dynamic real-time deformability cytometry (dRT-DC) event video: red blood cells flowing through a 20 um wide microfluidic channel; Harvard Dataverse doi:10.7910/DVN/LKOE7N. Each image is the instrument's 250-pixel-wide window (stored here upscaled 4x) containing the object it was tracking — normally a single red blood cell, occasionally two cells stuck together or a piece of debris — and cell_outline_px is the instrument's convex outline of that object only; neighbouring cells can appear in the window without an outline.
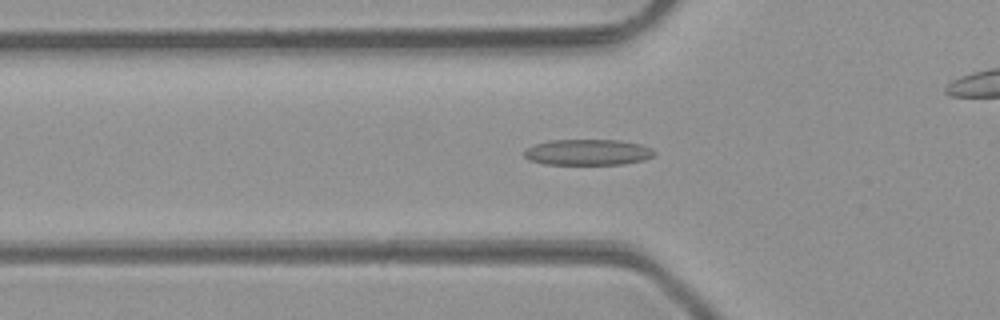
{"species": "common noctule bat (a hibernating species)", "species_latin": "Nyctalus noctula", "temperature_condition": "room temperature", "stored_images_in_passage": 50, "camera_frame_rate_fps": 3000, "um_per_image_px": 0.085, "animal": {"sex": "male", "body_mass_g": 23.1, "forearm_length_mm": 52.7}, "frame": {"image": 1, "passage_image": 17, "time_ms": 5.333, "image_size_px": [1000, 320], "cell_outline_px": [[656, 152], [652, 156], [644, 160], [624, 164], [544, 164], [528, 160], [524, 156], [524, 152], [528, 148], [536, 144], [548, 140], [620, 140], [640, 144], [652, 148]], "centroid_in_image_um": [49.97, 12.94], "position_along_channel_um": 75.8, "area_um2": 19.65}}
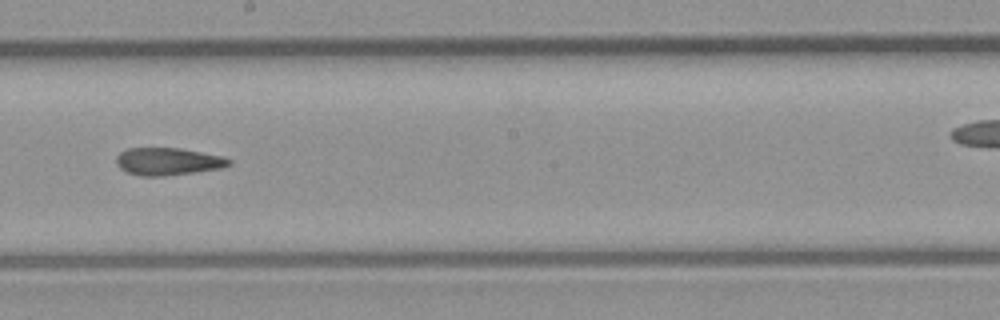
{"frame": {"image": 2, "passage_image": 28, "time_ms": 9.0, "image_size_px": [1000, 320], "cell_outline_px": [[232, 164], [220, 168], [196, 172], [164, 176], [140, 176], [128, 172], [120, 168], [116, 164], [116, 156], [120, 152], [128, 148], [180, 148], [224, 156], [232, 160]], "centroid_in_image_um": [14.29, 13.72], "position_along_channel_um": 233.9, "area_um2": 18.15}}
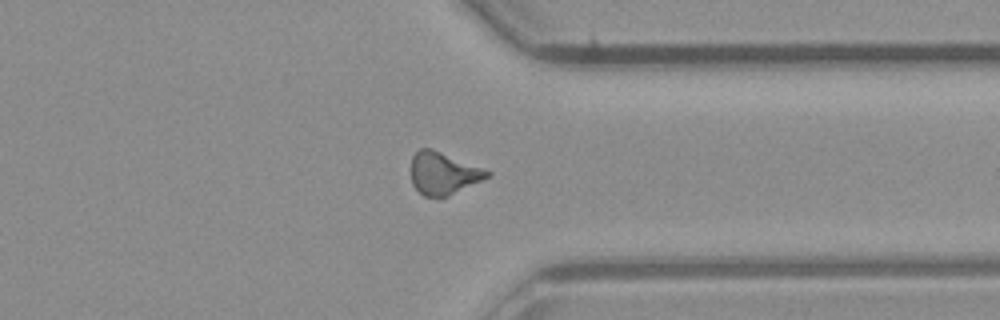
{"frame": {"image": 3, "passage_image": 38, "time_ms": 12.333, "image_size_px": [1000, 320], "cell_outline_px": [[492, 172], [488, 176], [448, 196], [424, 196], [412, 184], [412, 156], [420, 148], [432, 148]], "centroid_in_image_um": [37.65, 14.71], "position_along_channel_um": 373.8, "area_um2": 18.26}, "authors_computed_cell_mechanics": {"area_um2": 18.5249, "velocity_mm_per_s": 4.286, "shape_relaxation_time_tau1_ms": null, "shape_relaxation_time_tau2_ms": 7.2029, "deformation_change_tau1": null, "deformation_change_tau2": 0.1956}}